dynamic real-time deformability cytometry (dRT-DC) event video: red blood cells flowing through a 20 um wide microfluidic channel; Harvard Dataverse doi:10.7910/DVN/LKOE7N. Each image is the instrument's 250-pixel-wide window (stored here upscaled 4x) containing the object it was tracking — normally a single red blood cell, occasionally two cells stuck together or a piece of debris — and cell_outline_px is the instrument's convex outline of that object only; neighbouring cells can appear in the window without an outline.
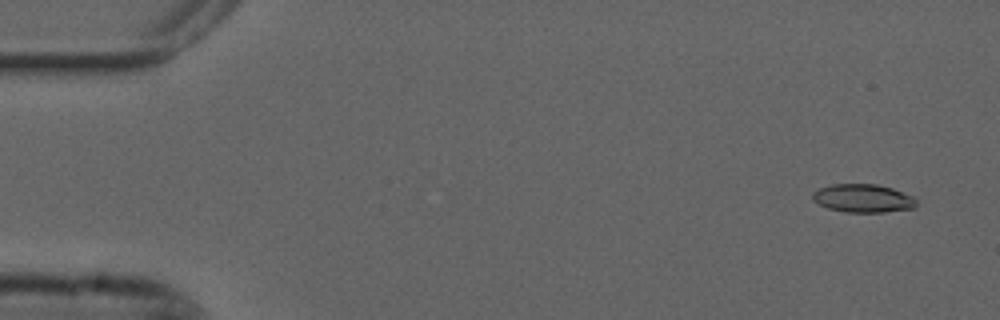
{"species": "common noctule bat (a hibernating species)", "species_latin": "Nyctalus noctula", "temperature_condition": "cold", "stored_images_in_passage": 23, "camera_frame_rate_fps": 3000, "um_per_image_px": 0.085, "animal": {"sex": "male", "forearm_length_mm": 52.5}, "frame": {"image": 1, "passage_image": 3, "time_ms": 0.667, "image_size_px": [1000, 320], "cell_outline_px": [[916, 208], [884, 212], [844, 212], [828, 208], [812, 200], [812, 192], [820, 188], [832, 184], [876, 184], [892, 188], [912, 196], [916, 200]], "centroid_in_image_um": [73.35, 16.86], "position_along_channel_um": 11.6, "area_um2": 17.11}}
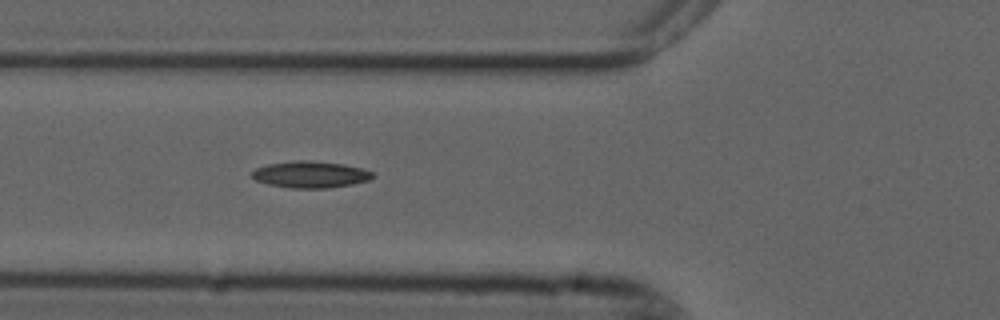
{"frame": {"image": 2, "passage_image": 20, "time_ms": 6.333, "image_size_px": [1000, 320], "cell_outline_px": [[376, 176], [368, 180], [352, 184], [328, 188], [292, 188], [268, 184], [256, 180], [252, 176], [252, 172], [256, 168], [268, 164], [296, 160], [312, 160], [344, 164], [364, 168], [372, 172]], "centroid_in_image_um": [26.42, 14.82], "position_along_channel_um": 99.4, "area_um2": 18.79}}
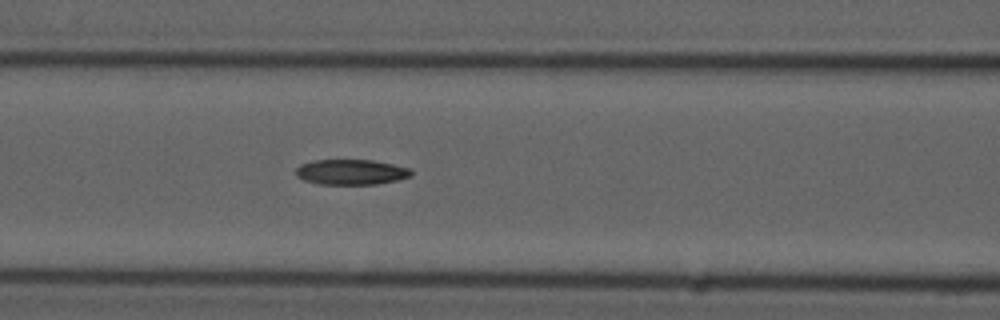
{"frame": {"image": 3, "passage_image": 23, "time_ms": 7.333, "image_size_px": [1000, 320], "cell_outline_px": [[412, 176], [396, 180], [376, 184], [320, 184], [304, 180], [296, 176], [296, 168], [300, 164], [312, 160], [372, 160], [412, 168]], "centroid_in_image_um": [29.84, 14.62], "position_along_channel_um": 136.8, "area_um2": 17.05}}